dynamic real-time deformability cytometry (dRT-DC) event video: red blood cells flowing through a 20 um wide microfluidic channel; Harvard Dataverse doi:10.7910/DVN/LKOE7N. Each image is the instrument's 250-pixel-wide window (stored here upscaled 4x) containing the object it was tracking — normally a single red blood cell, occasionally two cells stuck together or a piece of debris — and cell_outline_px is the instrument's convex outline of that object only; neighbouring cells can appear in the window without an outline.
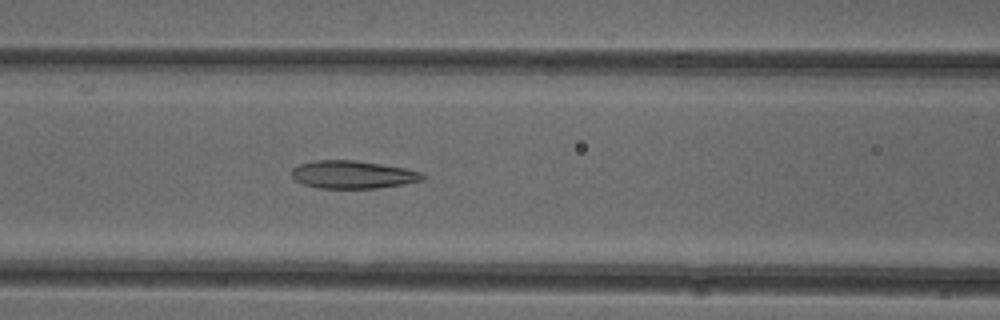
{"species": "common noctule bat (a hibernating species)", "species_latin": "Nyctalus noctula", "temperature_condition": "cold", "stored_images_in_passage": 37, "camera_frame_rate_fps": 3000, "um_per_image_px": 0.085, "animal": {"sex": "female"}, "frame": {"image": 1, "passage_image": 7, "time_ms": 2.0, "image_size_px": [1000, 320], "cell_outline_px": [[428, 176], [424, 180], [404, 184], [376, 188], [320, 188], [304, 184], [296, 180], [292, 176], [292, 168], [300, 164], [316, 160], [356, 160], [404, 168], [420, 172]], "centroid_in_image_um": [30.01, 14.84], "position_along_channel_um": 136.6, "area_um2": 21.15}}
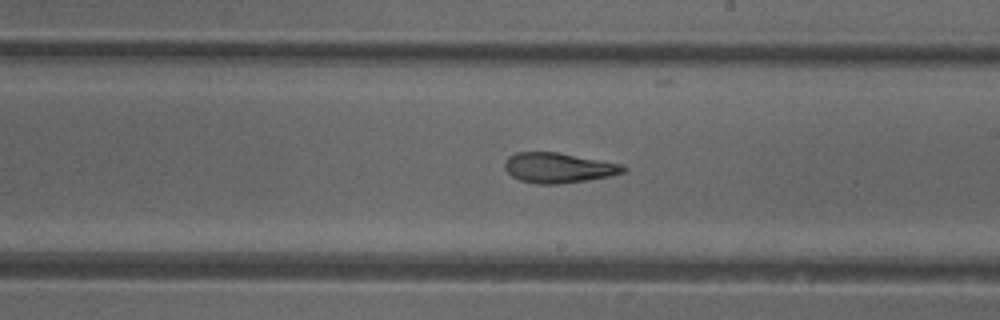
{"frame": {"image": 2, "passage_image": 15, "time_ms": 4.667, "image_size_px": [1000, 320], "cell_outline_px": [[628, 168], [624, 172], [608, 176], [584, 180], [556, 184], [540, 184], [520, 180], [512, 176], [504, 168], [504, 164], [508, 156], [516, 152], [556, 152], [620, 164]], "centroid_in_image_um": [47.42, 14.25], "position_along_channel_um": 241.6, "area_um2": 20.4}}
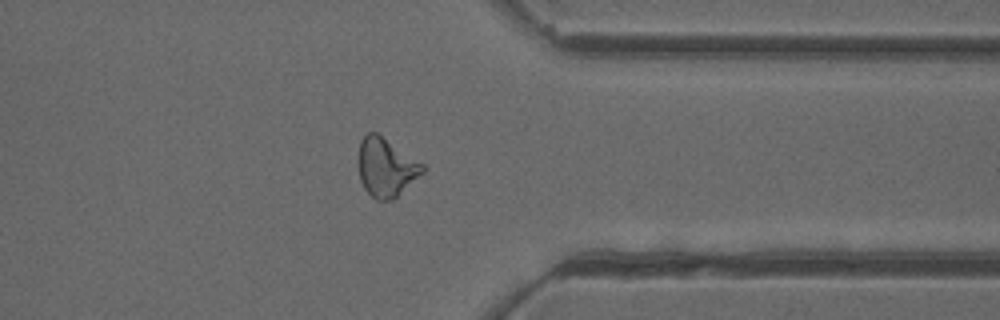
{"frame": {"image": 3, "passage_image": 26, "time_ms": 8.333, "image_size_px": [1000, 320], "cell_outline_px": [[424, 172], [392, 200], [376, 200], [364, 188], [360, 180], [360, 140], [368, 132], [376, 132], [424, 164]], "centroid_in_image_um": [32.83, 14.23], "position_along_channel_um": 378.6, "area_um2": 21.44}, "authors_computed_cell_mechanics": {"area_um2": 21.3282, "velocity_mm_per_s": 3.9339, "shape_relaxation_time_tau1_ms": null, "shape_relaxation_time_tau2_ms": 2.7404, "deformation_change_tau1": null, "deformation_change_tau2": 0.1035}}